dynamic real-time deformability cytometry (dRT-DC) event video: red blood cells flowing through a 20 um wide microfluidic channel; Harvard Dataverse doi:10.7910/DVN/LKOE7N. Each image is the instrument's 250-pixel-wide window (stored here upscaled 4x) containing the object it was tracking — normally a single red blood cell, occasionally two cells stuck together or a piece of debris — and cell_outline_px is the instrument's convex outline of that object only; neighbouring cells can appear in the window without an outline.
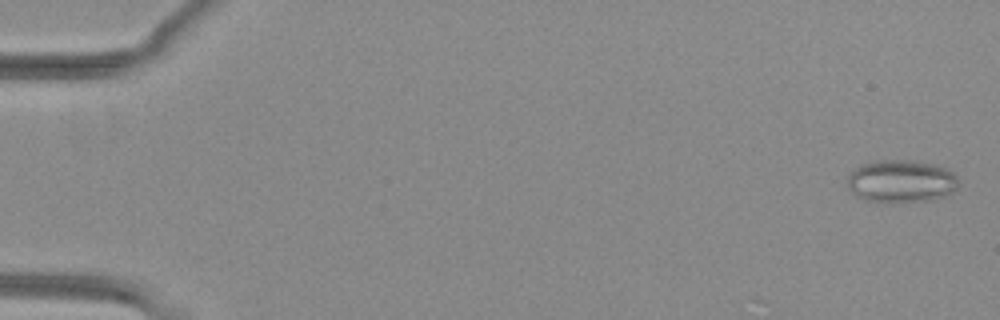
{"species": "common noctule bat (a hibernating species)", "species_latin": "Nyctalus noctula", "temperature_condition": "warm", "stored_images_in_passage": 53, "camera_frame_rate_fps": 3000, "um_per_image_px": 0.085, "animal": {"sex": "female", "body_mass_g": 29.2, "forearm_length_mm": 56.3}, "frame": {"image": 1, "passage_image": 2, "time_ms": 0.333, "image_size_px": [1000, 320], "cell_outline_px": [[960, 184], [952, 192], [944, 196], [932, 200], [892, 204], [864, 200], [856, 196], [848, 188], [844, 180], [856, 168], [864, 164], [880, 160], [912, 160], [936, 164], [952, 172], [960, 180]], "centroid_in_image_um": [76.6, 15.43], "position_along_channel_um": 8.4, "area_um2": 28.26}}
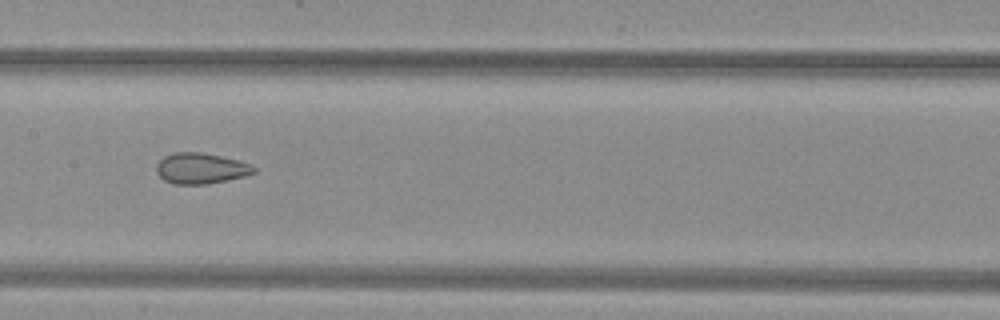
{"frame": {"image": 2, "passage_image": 28, "time_ms": 9.0, "image_size_px": [1000, 320], "cell_outline_px": [[256, 172], [244, 176], [228, 180], [208, 184], [172, 184], [164, 180], [156, 172], [156, 164], [164, 156], [176, 152], [200, 152], [240, 160], [252, 164], [256, 168]], "centroid_in_image_um": [17.08, 14.31], "position_along_channel_um": 190.3, "area_um2": 17.63}}
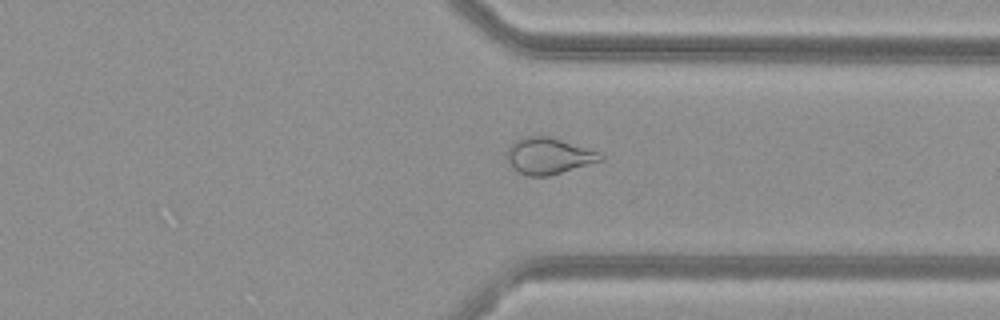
{"frame": {"image": 3, "passage_image": 41, "time_ms": 13.333, "image_size_px": [1000, 320], "cell_outline_px": [[604, 160], [548, 176], [528, 176], [512, 168], [508, 160], [508, 148], [516, 140], [528, 136], [548, 136], [600, 152], [604, 156]], "centroid_in_image_um": [46.66, 13.26], "position_along_channel_um": 364.7, "area_um2": 19.54}, "authors_computed_cell_mechanics": {"area_um2": 22.4264, "velocity_mm_per_s": 4.0272, "shape_relaxation_time_tau1_ms": null, "shape_relaxation_time_tau2_ms": 1.6911, "deformation_change_tau1": null, "deformation_change_tau2": 0.0778}}